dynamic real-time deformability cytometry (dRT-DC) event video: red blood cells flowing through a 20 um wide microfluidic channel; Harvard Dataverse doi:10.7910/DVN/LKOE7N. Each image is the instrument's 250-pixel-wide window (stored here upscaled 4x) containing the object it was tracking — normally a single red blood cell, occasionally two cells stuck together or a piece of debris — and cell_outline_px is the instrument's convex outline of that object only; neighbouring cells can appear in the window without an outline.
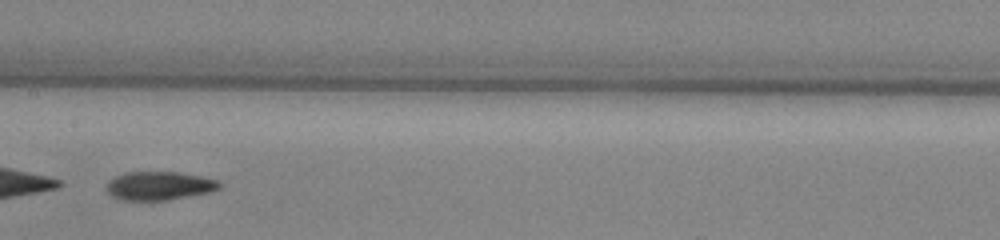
{"species": "common noctule bat (a hibernating species)", "species_latin": "Nyctalus noctula", "temperature_condition": "warm", "stored_images_in_passage": 43, "camera_frame_rate_fps": 3000, "um_per_image_px": 0.085, "animal": {"sex": "male", "body_mass_g": 13.0, "forearm_length_mm": 53.1}, "frame": {"image": 1, "passage_image": 18, "time_ms": 5.667, "image_size_px": [1000, 240], "cell_outline_px": [[224, 184], [220, 188], [208, 192], [168, 200], [120, 200], [112, 196], [108, 192], [108, 180], [124, 172], [180, 172], [220, 180]], "centroid_in_image_um": [13.56, 15.78], "position_along_channel_um": 193.8, "area_um2": 18.84}}
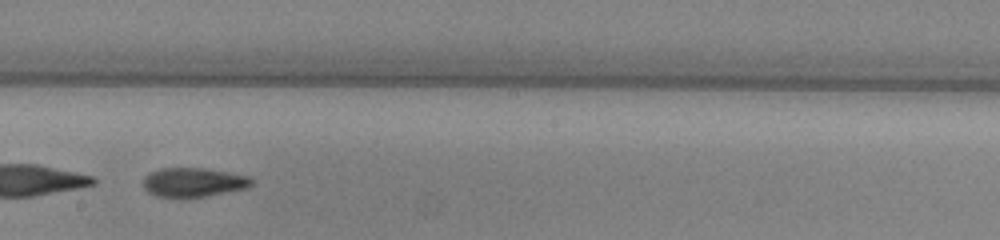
{"frame": {"image": 2, "passage_image": 21, "time_ms": 6.667, "image_size_px": [1000, 240], "cell_outline_px": [[252, 184], [248, 188], [188, 200], [156, 196], [148, 192], [144, 188], [144, 176], [160, 168], [204, 168], [248, 176], [252, 180]], "centroid_in_image_um": [16.42, 15.54], "position_along_channel_um": 231.8, "area_um2": 18.84}, "authors_computed_cell_mechanics": {"area_um2": 18.9006, "velocity_mm_per_s": 3.8075, "shape_relaxation_time_tau1_ms": 4.303, "shape_relaxation_time_tau2_ms": 3.6214, "deformation_change_tau1": 0.1568, "deformation_change_tau2": 0.1192}}